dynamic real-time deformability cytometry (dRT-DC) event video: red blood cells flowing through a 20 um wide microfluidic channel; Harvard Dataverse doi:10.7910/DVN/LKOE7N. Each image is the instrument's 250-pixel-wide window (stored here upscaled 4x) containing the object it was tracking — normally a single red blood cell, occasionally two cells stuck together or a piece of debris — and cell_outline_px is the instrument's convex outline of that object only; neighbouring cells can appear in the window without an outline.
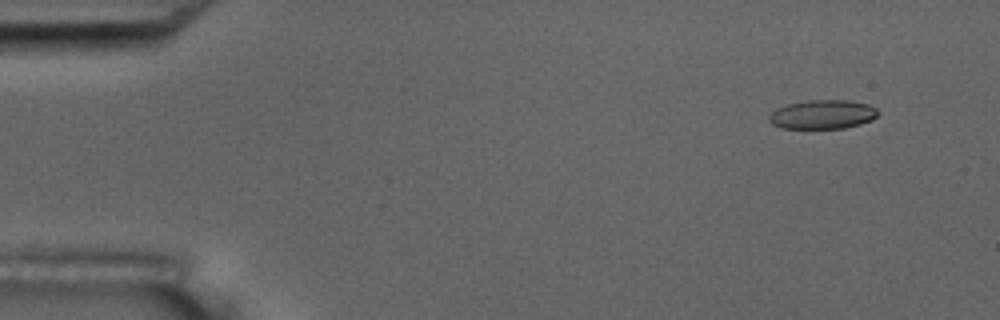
{"species": "common noctule bat (a hibernating species)", "species_latin": "Nyctalus noctula", "temperature_condition": "room temperature", "stored_images_in_passage": 4, "camera_frame_rate_fps": 3000, "um_per_image_px": 0.085, "animal": {"sex": "male", "body_mass_g": 17.5, "forearm_length_mm": 52.3}, "frame": {"image": 1, "passage_image": 1, "time_ms": 0.0, "image_size_px": [1000, 320], "cell_outline_px": [[880, 112], [872, 120], [860, 124], [844, 128], [784, 128], [772, 124], [768, 120], [768, 116], [776, 108], [788, 104], [808, 100], [848, 100], [868, 104], [876, 108]], "centroid_in_image_um": [69.93, 9.72], "position_along_channel_um": 15.1, "area_um2": 18.44}}
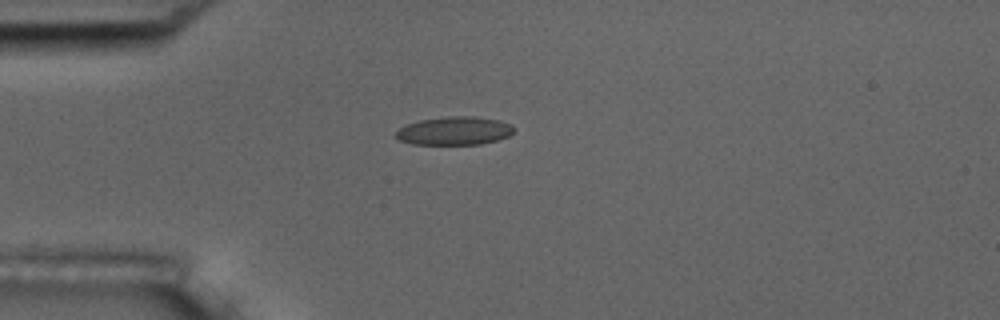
{"frame": {"image": 2, "passage_image": 4, "time_ms": 3.333, "image_size_px": [1000, 320], "cell_outline_px": [[516, 128], [508, 136], [496, 140], [480, 144], [412, 144], [400, 140], [396, 136], [396, 132], [400, 128], [408, 124], [420, 120], [444, 116], [476, 116], [500, 120], [512, 124]], "centroid_in_image_um": [38.66, 11.1], "position_along_channel_um": 46.3, "area_um2": 19.48}}